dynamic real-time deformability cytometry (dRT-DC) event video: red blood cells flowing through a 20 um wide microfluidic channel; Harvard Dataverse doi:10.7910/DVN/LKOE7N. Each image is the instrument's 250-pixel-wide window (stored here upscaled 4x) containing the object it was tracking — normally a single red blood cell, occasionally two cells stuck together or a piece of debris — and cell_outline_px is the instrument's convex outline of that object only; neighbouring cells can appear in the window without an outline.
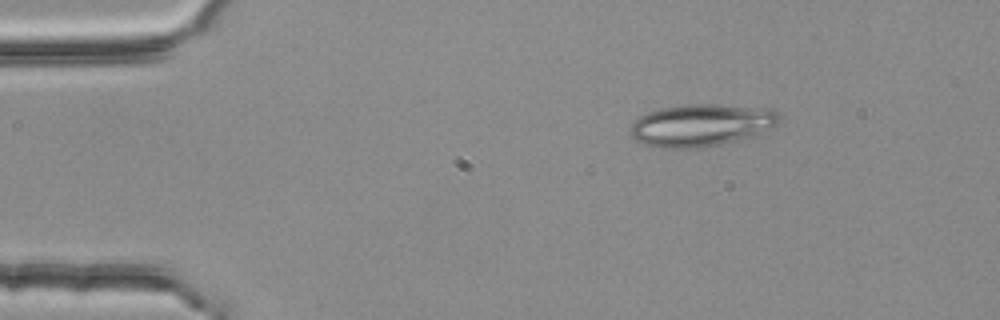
{"species": "common noctule bat (a hibernating species)", "species_latin": "Nyctalus noctula", "temperature_condition": "room temperature", "stored_images_in_passage": 3, "camera_frame_rate_fps": 3000, "um_per_image_px": 0.085, "animal": {"sex": "female", "body_mass_g": 25.1}, "frame": {"image": 1, "passage_image": 1, "time_ms": 0.0, "image_size_px": [1000, 320], "cell_outline_px": [[780, 120], [772, 128], [756, 136], [720, 144], [700, 148], [660, 148], [636, 140], [632, 136], [628, 128], [640, 116], [648, 112], [660, 108], [688, 104], [712, 104], [776, 108], [780, 112]], "centroid_in_image_um": [59.68, 10.63], "position_along_channel_um": 25.3, "area_um2": 37.11}}